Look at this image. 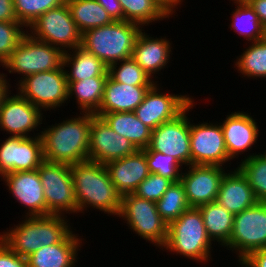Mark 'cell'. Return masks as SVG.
Returning <instances> with one entry per match:
<instances>
[{
  "mask_svg": "<svg viewBox=\"0 0 266 267\" xmlns=\"http://www.w3.org/2000/svg\"><path fill=\"white\" fill-rule=\"evenodd\" d=\"M1 71V70H0ZM4 72H0V106L3 101V98L10 92L11 87V82L10 78L8 79V74Z\"/></svg>",
  "mask_w": 266,
  "mask_h": 267,
  "instance_id": "7dc6e473",
  "label": "cell"
},
{
  "mask_svg": "<svg viewBox=\"0 0 266 267\" xmlns=\"http://www.w3.org/2000/svg\"><path fill=\"white\" fill-rule=\"evenodd\" d=\"M236 161L237 168L246 177L258 201L266 202V161L257 154L242 162Z\"/></svg>",
  "mask_w": 266,
  "mask_h": 267,
  "instance_id": "e575fe53",
  "label": "cell"
},
{
  "mask_svg": "<svg viewBox=\"0 0 266 267\" xmlns=\"http://www.w3.org/2000/svg\"><path fill=\"white\" fill-rule=\"evenodd\" d=\"M226 169L215 165H189L183 169L180 182L190 207L216 201L221 180L229 170Z\"/></svg>",
  "mask_w": 266,
  "mask_h": 267,
  "instance_id": "ac0fdd59",
  "label": "cell"
},
{
  "mask_svg": "<svg viewBox=\"0 0 266 267\" xmlns=\"http://www.w3.org/2000/svg\"><path fill=\"white\" fill-rule=\"evenodd\" d=\"M162 83L155 82L144 96L143 102L133 111L136 117L149 129L174 120L193 101L194 96L184 93L162 92Z\"/></svg>",
  "mask_w": 266,
  "mask_h": 267,
  "instance_id": "9a60e30c",
  "label": "cell"
},
{
  "mask_svg": "<svg viewBox=\"0 0 266 267\" xmlns=\"http://www.w3.org/2000/svg\"><path fill=\"white\" fill-rule=\"evenodd\" d=\"M119 2L123 10V20L139 24L143 28L171 18L154 0H119Z\"/></svg>",
  "mask_w": 266,
  "mask_h": 267,
  "instance_id": "d6a6232c",
  "label": "cell"
},
{
  "mask_svg": "<svg viewBox=\"0 0 266 267\" xmlns=\"http://www.w3.org/2000/svg\"><path fill=\"white\" fill-rule=\"evenodd\" d=\"M193 122L190 118L191 165H215L230 169L233 162L228 157L220 120L213 123H208V120Z\"/></svg>",
  "mask_w": 266,
  "mask_h": 267,
  "instance_id": "5bb4252c",
  "label": "cell"
},
{
  "mask_svg": "<svg viewBox=\"0 0 266 267\" xmlns=\"http://www.w3.org/2000/svg\"><path fill=\"white\" fill-rule=\"evenodd\" d=\"M113 21H123V10L119 0H96Z\"/></svg>",
  "mask_w": 266,
  "mask_h": 267,
  "instance_id": "7bdbcfd3",
  "label": "cell"
},
{
  "mask_svg": "<svg viewBox=\"0 0 266 267\" xmlns=\"http://www.w3.org/2000/svg\"><path fill=\"white\" fill-rule=\"evenodd\" d=\"M65 2L66 0H13V6L18 22L28 29L40 15Z\"/></svg>",
  "mask_w": 266,
  "mask_h": 267,
  "instance_id": "8d00e7d4",
  "label": "cell"
},
{
  "mask_svg": "<svg viewBox=\"0 0 266 267\" xmlns=\"http://www.w3.org/2000/svg\"><path fill=\"white\" fill-rule=\"evenodd\" d=\"M151 86H131L114 81L109 75L100 108L96 113L133 112Z\"/></svg>",
  "mask_w": 266,
  "mask_h": 267,
  "instance_id": "d4e9b609",
  "label": "cell"
},
{
  "mask_svg": "<svg viewBox=\"0 0 266 267\" xmlns=\"http://www.w3.org/2000/svg\"><path fill=\"white\" fill-rule=\"evenodd\" d=\"M249 4L258 15L259 21L266 29V0H252Z\"/></svg>",
  "mask_w": 266,
  "mask_h": 267,
  "instance_id": "bcb514c9",
  "label": "cell"
},
{
  "mask_svg": "<svg viewBox=\"0 0 266 267\" xmlns=\"http://www.w3.org/2000/svg\"><path fill=\"white\" fill-rule=\"evenodd\" d=\"M249 113L240 110L228 112L223 122H220L228 157L231 161L239 160V157L242 156L240 161L242 162L257 154L256 151L255 153H251V151L253 146L258 147L256 144L259 142L258 137H260L261 131L256 122L257 119H254L256 115L252 116L251 112ZM245 153L247 155L243 156Z\"/></svg>",
  "mask_w": 266,
  "mask_h": 267,
  "instance_id": "2e32d148",
  "label": "cell"
},
{
  "mask_svg": "<svg viewBox=\"0 0 266 267\" xmlns=\"http://www.w3.org/2000/svg\"><path fill=\"white\" fill-rule=\"evenodd\" d=\"M63 66L67 82H78L92 77H108L109 75V67L81 46L64 52Z\"/></svg>",
  "mask_w": 266,
  "mask_h": 267,
  "instance_id": "484cf974",
  "label": "cell"
},
{
  "mask_svg": "<svg viewBox=\"0 0 266 267\" xmlns=\"http://www.w3.org/2000/svg\"><path fill=\"white\" fill-rule=\"evenodd\" d=\"M138 149L127 138L115 133L99 116L92 118L89 136V160L106 164L135 153Z\"/></svg>",
  "mask_w": 266,
  "mask_h": 267,
  "instance_id": "ffe728a7",
  "label": "cell"
},
{
  "mask_svg": "<svg viewBox=\"0 0 266 267\" xmlns=\"http://www.w3.org/2000/svg\"><path fill=\"white\" fill-rule=\"evenodd\" d=\"M44 161L40 136H6L0 143V176L18 171H33Z\"/></svg>",
  "mask_w": 266,
  "mask_h": 267,
  "instance_id": "e0dca14e",
  "label": "cell"
},
{
  "mask_svg": "<svg viewBox=\"0 0 266 267\" xmlns=\"http://www.w3.org/2000/svg\"><path fill=\"white\" fill-rule=\"evenodd\" d=\"M1 181L12 195L11 198L26 209L23 216H46L44 188L38 169L6 173L1 177Z\"/></svg>",
  "mask_w": 266,
  "mask_h": 267,
  "instance_id": "d6986e66",
  "label": "cell"
},
{
  "mask_svg": "<svg viewBox=\"0 0 266 267\" xmlns=\"http://www.w3.org/2000/svg\"><path fill=\"white\" fill-rule=\"evenodd\" d=\"M213 244V245H212ZM216 245L208 237L202 214L191 207L168 225V237L162 251L178 255L195 263L209 264Z\"/></svg>",
  "mask_w": 266,
  "mask_h": 267,
  "instance_id": "277c9868",
  "label": "cell"
},
{
  "mask_svg": "<svg viewBox=\"0 0 266 267\" xmlns=\"http://www.w3.org/2000/svg\"><path fill=\"white\" fill-rule=\"evenodd\" d=\"M63 57L64 52L61 49L26 33L1 66L9 76L10 74L20 75L14 83L17 85L29 75L60 69L63 66Z\"/></svg>",
  "mask_w": 266,
  "mask_h": 267,
  "instance_id": "8992f818",
  "label": "cell"
},
{
  "mask_svg": "<svg viewBox=\"0 0 266 267\" xmlns=\"http://www.w3.org/2000/svg\"><path fill=\"white\" fill-rule=\"evenodd\" d=\"M143 27L129 21L89 29L82 34L81 47L103 61L108 67L132 57L136 39Z\"/></svg>",
  "mask_w": 266,
  "mask_h": 267,
  "instance_id": "5b68a950",
  "label": "cell"
},
{
  "mask_svg": "<svg viewBox=\"0 0 266 267\" xmlns=\"http://www.w3.org/2000/svg\"><path fill=\"white\" fill-rule=\"evenodd\" d=\"M232 1V7L234 4H249L252 0H229Z\"/></svg>",
  "mask_w": 266,
  "mask_h": 267,
  "instance_id": "c3c4849f",
  "label": "cell"
},
{
  "mask_svg": "<svg viewBox=\"0 0 266 267\" xmlns=\"http://www.w3.org/2000/svg\"><path fill=\"white\" fill-rule=\"evenodd\" d=\"M155 203L159 215L168 225L191 208L187 201L184 186L180 181L173 182Z\"/></svg>",
  "mask_w": 266,
  "mask_h": 267,
  "instance_id": "836d02e7",
  "label": "cell"
},
{
  "mask_svg": "<svg viewBox=\"0 0 266 267\" xmlns=\"http://www.w3.org/2000/svg\"><path fill=\"white\" fill-rule=\"evenodd\" d=\"M147 31L143 28L138 35L132 51V59L154 82H160L156 80L161 79L158 77L163 75L161 70L164 72V68L168 69V64L172 63L170 60L173 59L172 45L174 46V44L170 41L171 39L166 38L167 36L157 37L156 35L154 38L152 34L146 33Z\"/></svg>",
  "mask_w": 266,
  "mask_h": 267,
  "instance_id": "44dd1931",
  "label": "cell"
},
{
  "mask_svg": "<svg viewBox=\"0 0 266 267\" xmlns=\"http://www.w3.org/2000/svg\"><path fill=\"white\" fill-rule=\"evenodd\" d=\"M0 267H27V258L13 252L1 238Z\"/></svg>",
  "mask_w": 266,
  "mask_h": 267,
  "instance_id": "60d3db41",
  "label": "cell"
},
{
  "mask_svg": "<svg viewBox=\"0 0 266 267\" xmlns=\"http://www.w3.org/2000/svg\"><path fill=\"white\" fill-rule=\"evenodd\" d=\"M266 148V147H265ZM260 152H258L257 153V155L261 158V159H263L264 161H266V150H264V151H262L261 152V150H259Z\"/></svg>",
  "mask_w": 266,
  "mask_h": 267,
  "instance_id": "681fc988",
  "label": "cell"
},
{
  "mask_svg": "<svg viewBox=\"0 0 266 267\" xmlns=\"http://www.w3.org/2000/svg\"><path fill=\"white\" fill-rule=\"evenodd\" d=\"M78 214L93 210L117 217L122 196L117 192L104 164L86 160L71 165ZM88 210V212H87Z\"/></svg>",
  "mask_w": 266,
  "mask_h": 267,
  "instance_id": "7a4b0ae2",
  "label": "cell"
},
{
  "mask_svg": "<svg viewBox=\"0 0 266 267\" xmlns=\"http://www.w3.org/2000/svg\"><path fill=\"white\" fill-rule=\"evenodd\" d=\"M74 230L61 242L50 246H42L28 256L27 267H77L76 264L80 259L78 253L85 245L84 241L86 239L79 236L76 229Z\"/></svg>",
  "mask_w": 266,
  "mask_h": 267,
  "instance_id": "7402d4cb",
  "label": "cell"
},
{
  "mask_svg": "<svg viewBox=\"0 0 266 267\" xmlns=\"http://www.w3.org/2000/svg\"><path fill=\"white\" fill-rule=\"evenodd\" d=\"M94 116L93 113L76 112L75 117L63 118L52 125L47 124L45 116L43 124L47 126L41 128L40 134L44 160L70 166L89 160L90 127Z\"/></svg>",
  "mask_w": 266,
  "mask_h": 267,
  "instance_id": "6da1fadb",
  "label": "cell"
},
{
  "mask_svg": "<svg viewBox=\"0 0 266 267\" xmlns=\"http://www.w3.org/2000/svg\"><path fill=\"white\" fill-rule=\"evenodd\" d=\"M13 90L12 88L3 98L0 106V131L6 132V136L13 137L40 136L41 124H43L46 114L17 91L16 94L13 93Z\"/></svg>",
  "mask_w": 266,
  "mask_h": 267,
  "instance_id": "7c38bea8",
  "label": "cell"
},
{
  "mask_svg": "<svg viewBox=\"0 0 266 267\" xmlns=\"http://www.w3.org/2000/svg\"><path fill=\"white\" fill-rule=\"evenodd\" d=\"M24 28L18 21H0V67L27 33Z\"/></svg>",
  "mask_w": 266,
  "mask_h": 267,
  "instance_id": "f35d334b",
  "label": "cell"
},
{
  "mask_svg": "<svg viewBox=\"0 0 266 267\" xmlns=\"http://www.w3.org/2000/svg\"><path fill=\"white\" fill-rule=\"evenodd\" d=\"M244 45L241 55L236 56L233 68L241 75L240 78L266 80V38ZM246 48V49H245ZM247 78V79H246Z\"/></svg>",
  "mask_w": 266,
  "mask_h": 267,
  "instance_id": "f546056e",
  "label": "cell"
},
{
  "mask_svg": "<svg viewBox=\"0 0 266 267\" xmlns=\"http://www.w3.org/2000/svg\"><path fill=\"white\" fill-rule=\"evenodd\" d=\"M38 172L44 188L46 215L76 214L78 216L71 166L44 160Z\"/></svg>",
  "mask_w": 266,
  "mask_h": 267,
  "instance_id": "9c48e42d",
  "label": "cell"
},
{
  "mask_svg": "<svg viewBox=\"0 0 266 267\" xmlns=\"http://www.w3.org/2000/svg\"><path fill=\"white\" fill-rule=\"evenodd\" d=\"M197 208L202 214L208 237L214 244L223 249L230 240L235 215L216 201Z\"/></svg>",
  "mask_w": 266,
  "mask_h": 267,
  "instance_id": "83f0119b",
  "label": "cell"
},
{
  "mask_svg": "<svg viewBox=\"0 0 266 267\" xmlns=\"http://www.w3.org/2000/svg\"><path fill=\"white\" fill-rule=\"evenodd\" d=\"M172 180L150 173L135 189L133 194L135 196L147 199L152 202L158 201L163 193L171 186Z\"/></svg>",
  "mask_w": 266,
  "mask_h": 267,
  "instance_id": "ab89813d",
  "label": "cell"
},
{
  "mask_svg": "<svg viewBox=\"0 0 266 267\" xmlns=\"http://www.w3.org/2000/svg\"><path fill=\"white\" fill-rule=\"evenodd\" d=\"M235 8L230 15V30L244 38L247 43L266 38V29L259 21L258 15L250 4H234ZM232 19V20H231Z\"/></svg>",
  "mask_w": 266,
  "mask_h": 267,
  "instance_id": "1f68e13d",
  "label": "cell"
},
{
  "mask_svg": "<svg viewBox=\"0 0 266 267\" xmlns=\"http://www.w3.org/2000/svg\"><path fill=\"white\" fill-rule=\"evenodd\" d=\"M170 17L175 18L176 11L181 8V5L186 0H154ZM180 7V8H178ZM174 15V16H173Z\"/></svg>",
  "mask_w": 266,
  "mask_h": 267,
  "instance_id": "f6af8a7d",
  "label": "cell"
},
{
  "mask_svg": "<svg viewBox=\"0 0 266 267\" xmlns=\"http://www.w3.org/2000/svg\"><path fill=\"white\" fill-rule=\"evenodd\" d=\"M143 150L146 153L150 173H156L173 182L180 181L184 166H182L174 157L157 151H152L149 147Z\"/></svg>",
  "mask_w": 266,
  "mask_h": 267,
  "instance_id": "74e56055",
  "label": "cell"
},
{
  "mask_svg": "<svg viewBox=\"0 0 266 267\" xmlns=\"http://www.w3.org/2000/svg\"><path fill=\"white\" fill-rule=\"evenodd\" d=\"M108 77H92L78 82L68 83V103L74 99L79 112L95 114L103 98Z\"/></svg>",
  "mask_w": 266,
  "mask_h": 267,
  "instance_id": "f1b7e54d",
  "label": "cell"
},
{
  "mask_svg": "<svg viewBox=\"0 0 266 267\" xmlns=\"http://www.w3.org/2000/svg\"><path fill=\"white\" fill-rule=\"evenodd\" d=\"M21 217L17 225L13 223L0 232V238L13 252L26 258L42 246L61 242L74 229L68 219L71 217L61 214Z\"/></svg>",
  "mask_w": 266,
  "mask_h": 267,
  "instance_id": "3957f363",
  "label": "cell"
},
{
  "mask_svg": "<svg viewBox=\"0 0 266 267\" xmlns=\"http://www.w3.org/2000/svg\"><path fill=\"white\" fill-rule=\"evenodd\" d=\"M223 176L216 202L223 205L230 213L236 215L255 205L258 200L241 171L234 167Z\"/></svg>",
  "mask_w": 266,
  "mask_h": 267,
  "instance_id": "cb8c5ba5",
  "label": "cell"
},
{
  "mask_svg": "<svg viewBox=\"0 0 266 267\" xmlns=\"http://www.w3.org/2000/svg\"><path fill=\"white\" fill-rule=\"evenodd\" d=\"M27 33L63 52L81 46L82 42V33L72 19L66 2L40 15L29 26Z\"/></svg>",
  "mask_w": 266,
  "mask_h": 267,
  "instance_id": "30bf717a",
  "label": "cell"
},
{
  "mask_svg": "<svg viewBox=\"0 0 266 267\" xmlns=\"http://www.w3.org/2000/svg\"><path fill=\"white\" fill-rule=\"evenodd\" d=\"M101 117L111 129L127 138L138 150L148 148L151 132L135 115L134 112L95 113Z\"/></svg>",
  "mask_w": 266,
  "mask_h": 267,
  "instance_id": "4316f807",
  "label": "cell"
},
{
  "mask_svg": "<svg viewBox=\"0 0 266 267\" xmlns=\"http://www.w3.org/2000/svg\"><path fill=\"white\" fill-rule=\"evenodd\" d=\"M15 90L31 104L43 112H56L68 105L67 76L62 66L60 69L39 72L22 79ZM66 103V105H65Z\"/></svg>",
  "mask_w": 266,
  "mask_h": 267,
  "instance_id": "ba28073f",
  "label": "cell"
},
{
  "mask_svg": "<svg viewBox=\"0 0 266 267\" xmlns=\"http://www.w3.org/2000/svg\"><path fill=\"white\" fill-rule=\"evenodd\" d=\"M119 217V218H118ZM126 223L131 233L162 249L168 237V224L159 215L156 203L132 194L123 195L117 219ZM158 247V248H157Z\"/></svg>",
  "mask_w": 266,
  "mask_h": 267,
  "instance_id": "52a82bcc",
  "label": "cell"
},
{
  "mask_svg": "<svg viewBox=\"0 0 266 267\" xmlns=\"http://www.w3.org/2000/svg\"><path fill=\"white\" fill-rule=\"evenodd\" d=\"M72 19L79 31H85L113 22L107 11L96 0H66Z\"/></svg>",
  "mask_w": 266,
  "mask_h": 267,
  "instance_id": "4dcf8cb0",
  "label": "cell"
},
{
  "mask_svg": "<svg viewBox=\"0 0 266 267\" xmlns=\"http://www.w3.org/2000/svg\"><path fill=\"white\" fill-rule=\"evenodd\" d=\"M195 100L174 120L165 122L151 132L149 148L174 157L184 168L191 165L190 112ZM190 116V117H189Z\"/></svg>",
  "mask_w": 266,
  "mask_h": 267,
  "instance_id": "4fadbf2b",
  "label": "cell"
},
{
  "mask_svg": "<svg viewBox=\"0 0 266 267\" xmlns=\"http://www.w3.org/2000/svg\"><path fill=\"white\" fill-rule=\"evenodd\" d=\"M108 73L114 81L131 86H152L155 83L132 57L111 64Z\"/></svg>",
  "mask_w": 266,
  "mask_h": 267,
  "instance_id": "d590c367",
  "label": "cell"
},
{
  "mask_svg": "<svg viewBox=\"0 0 266 267\" xmlns=\"http://www.w3.org/2000/svg\"><path fill=\"white\" fill-rule=\"evenodd\" d=\"M105 167L111 182L121 196L132 194L150 174L144 150H137L122 159L107 162Z\"/></svg>",
  "mask_w": 266,
  "mask_h": 267,
  "instance_id": "603a6c76",
  "label": "cell"
},
{
  "mask_svg": "<svg viewBox=\"0 0 266 267\" xmlns=\"http://www.w3.org/2000/svg\"><path fill=\"white\" fill-rule=\"evenodd\" d=\"M266 247V202L258 201L234 216L229 242L223 247L239 263L250 252Z\"/></svg>",
  "mask_w": 266,
  "mask_h": 267,
  "instance_id": "8fae6325",
  "label": "cell"
},
{
  "mask_svg": "<svg viewBox=\"0 0 266 267\" xmlns=\"http://www.w3.org/2000/svg\"><path fill=\"white\" fill-rule=\"evenodd\" d=\"M0 21H18L13 0H0Z\"/></svg>",
  "mask_w": 266,
  "mask_h": 267,
  "instance_id": "ee69618b",
  "label": "cell"
},
{
  "mask_svg": "<svg viewBox=\"0 0 266 267\" xmlns=\"http://www.w3.org/2000/svg\"><path fill=\"white\" fill-rule=\"evenodd\" d=\"M238 264L241 267H266V247L250 252Z\"/></svg>",
  "mask_w": 266,
  "mask_h": 267,
  "instance_id": "b9f144b4",
  "label": "cell"
}]
</instances>
